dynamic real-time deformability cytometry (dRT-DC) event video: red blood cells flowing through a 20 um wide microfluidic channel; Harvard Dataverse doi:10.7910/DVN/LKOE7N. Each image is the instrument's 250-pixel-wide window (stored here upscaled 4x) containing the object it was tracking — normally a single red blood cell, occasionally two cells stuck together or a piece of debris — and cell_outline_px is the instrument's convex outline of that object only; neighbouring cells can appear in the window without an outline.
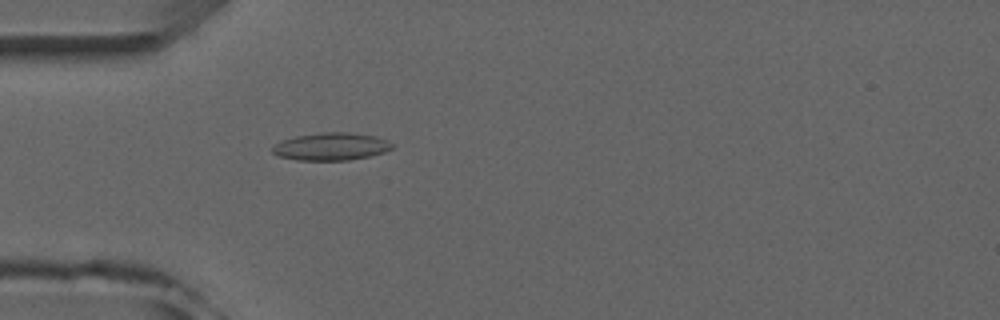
{"species": "common noctule bat (a hibernating species)", "species_latin": "Nyctalus noctula", "temperature_condition": "room temperature", "stored_images_in_passage": 2, "camera_frame_rate_fps": 3000, "um_per_image_px": 0.085, "animal": {"sex": "male", "forearm_length_mm": 52.5}, "frame": {"image": 1, "passage_image": 2, "time_ms": 1.333, "image_size_px": [1000, 320], "cell_outline_px": [[392, 148], [384, 152], [368, 156], [348, 160], [296, 160], [280, 156], [272, 152], [272, 148], [280, 140], [296, 136], [320, 132], [348, 132], [376, 136], [388, 140], [392, 144]], "centroid_in_image_um": [28.14, 12.44], "position_along_channel_um": 56.9, "area_um2": 19.19}}